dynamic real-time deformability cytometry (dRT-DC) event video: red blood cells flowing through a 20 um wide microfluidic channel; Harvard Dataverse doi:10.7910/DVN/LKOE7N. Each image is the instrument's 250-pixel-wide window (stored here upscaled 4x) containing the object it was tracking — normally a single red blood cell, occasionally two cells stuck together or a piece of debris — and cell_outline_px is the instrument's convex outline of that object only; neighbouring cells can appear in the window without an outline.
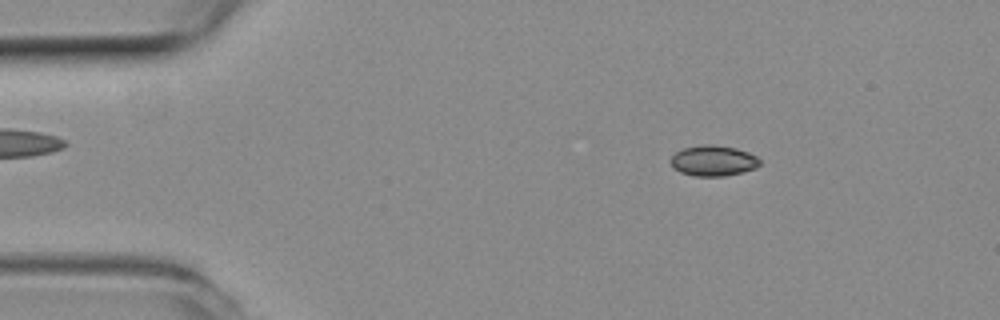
{"species": "common noctule bat (a hibernating species)", "species_latin": "Nyctalus noctula", "temperature_condition": "room temperature", "stored_images_in_passage": 52, "camera_frame_rate_fps": 3000, "um_per_image_px": 0.085, "animal": {"sex": "female", "body_mass_g": 19.3, "forearm_length_mm": 54.1}, "frame": {"image": 1, "passage_image": 7, "time_ms": 2.0, "image_size_px": [1000, 320], "cell_outline_px": [[760, 164], [756, 168], [724, 176], [696, 176], [680, 172], [668, 160], [676, 152], [684, 148], [704, 144], [712, 144], [736, 148], [748, 152], [756, 156], [760, 160]], "centroid_in_image_um": [60.63, 13.65], "position_along_channel_um": 24.4, "area_um2": 15.78}}
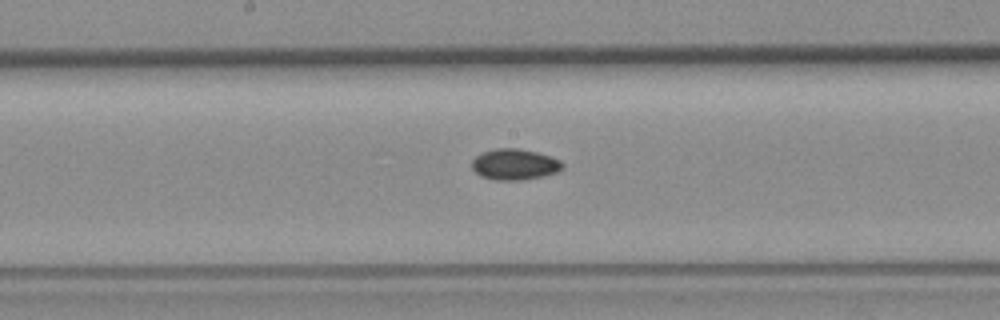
{"frame": {"image": 2, "passage_image": 26, "time_ms": 8.333, "image_size_px": [1000, 320], "cell_outline_px": [[564, 168], [556, 172], [540, 176], [516, 180], [496, 180], [480, 176], [472, 168], [472, 160], [476, 156], [484, 152], [496, 148], [516, 148], [536, 152], [560, 160], [564, 164]], "centroid_in_image_um": [43.73, 13.97], "position_along_channel_um": 204.5, "area_um2": 16.07}}
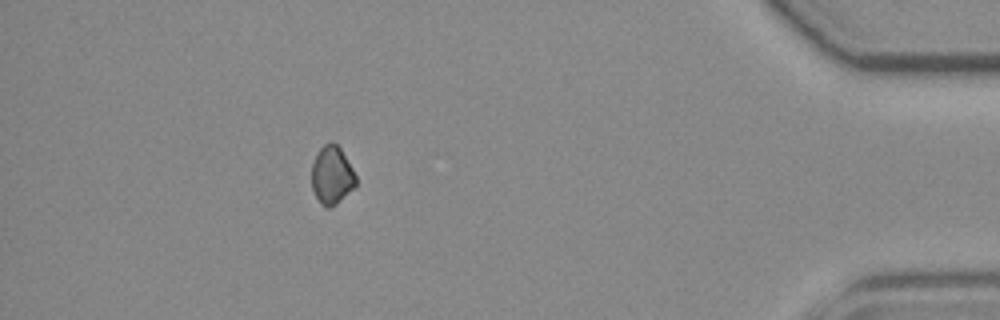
{"frame": {"image": 3, "passage_image": 46, "time_ms": 15.0, "image_size_px": [1000, 320], "cell_outline_px": [[356, 184], [336, 204], [328, 208], [324, 208], [320, 204], [312, 188], [312, 164], [320, 148], [324, 144], [336, 144], [340, 148], [352, 168], [356, 176]], "centroid_in_image_um": [28.19, 14.92], "position_along_channel_um": 407.0, "area_um2": 14.62}}